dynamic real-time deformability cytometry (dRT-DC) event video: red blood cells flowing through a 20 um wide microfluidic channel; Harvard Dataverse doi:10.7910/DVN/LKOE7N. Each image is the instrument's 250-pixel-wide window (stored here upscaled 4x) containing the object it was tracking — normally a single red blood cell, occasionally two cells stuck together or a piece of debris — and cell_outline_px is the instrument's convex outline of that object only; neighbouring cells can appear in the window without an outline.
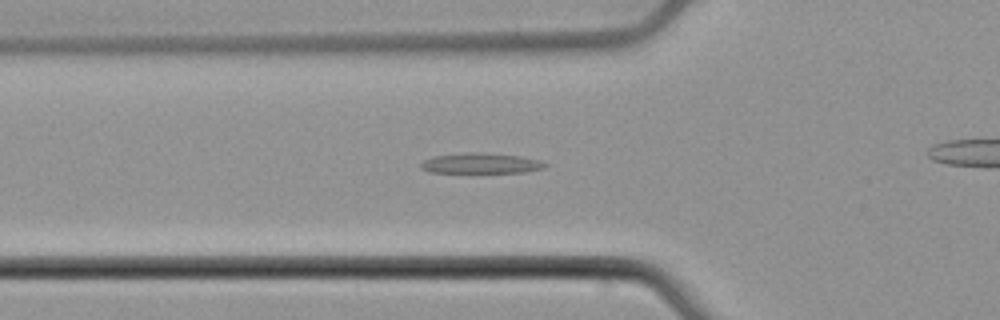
{"species": "common noctule bat (a hibernating species)", "species_latin": "Nyctalus noctula", "temperature_condition": "cold", "stored_images_in_passage": 46, "camera_frame_rate_fps": 3000, "um_per_image_px": 0.085, "animal": {"sex": "male", "body_mass_g": 21.5, "forearm_length_mm": 52.0}, "frame": {"image": 1, "passage_image": 19, "time_ms": 6.0, "image_size_px": [1000, 320], "cell_outline_px": [[548, 164], [544, 168], [524, 172], [428, 172], [420, 168], [420, 164], [424, 160], [432, 156], [468, 152], [484, 152], [520, 156], [540, 160]], "centroid_in_image_um": [40.86, 13.87], "position_along_channel_um": 84.9, "area_um2": 14.8}}
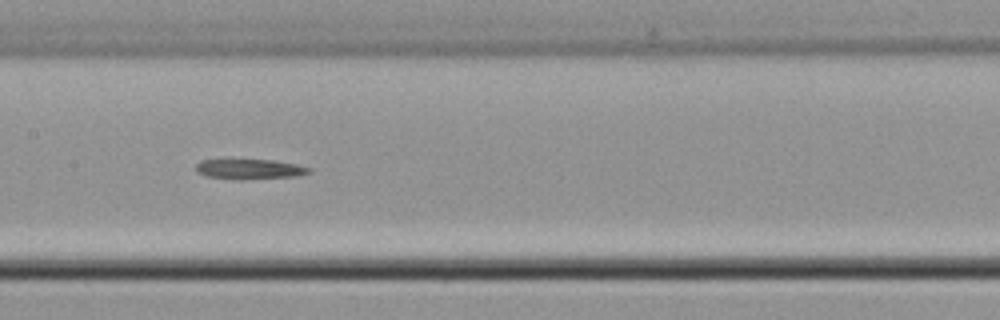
{"frame": {"image": 2, "passage_image": 27, "time_ms": 8.667, "image_size_px": [1000, 320], "cell_outline_px": [[312, 172], [296, 176], [244, 180], [232, 180], [208, 176], [196, 172], [196, 164], [200, 160], [272, 160], [296, 164], [312, 168]], "centroid_in_image_um": [21.23, 14.39], "position_along_channel_um": 186.2, "area_um2": 13.35}}
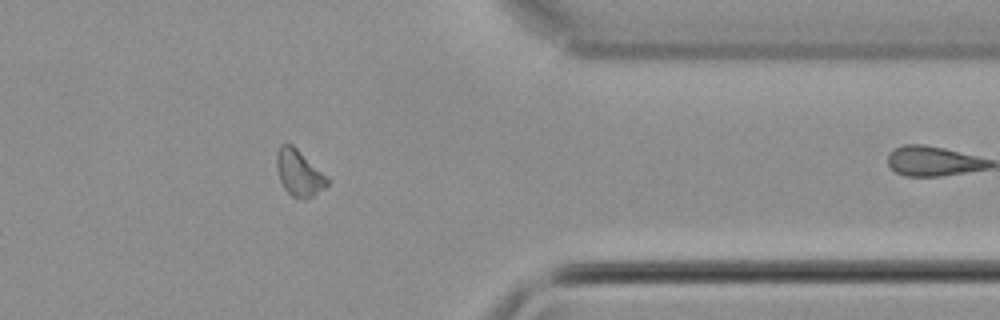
{"frame": {"image": 3, "passage_image": 44, "time_ms": 14.333, "image_size_px": [1000, 320], "cell_outline_px": [[328, 184], [324, 188], [312, 196], [304, 200], [292, 196], [284, 188], [280, 180], [276, 164], [276, 152], [280, 144], [292, 144], [328, 180]], "centroid_in_image_um": [25.36, 14.71], "position_along_channel_um": 386.0, "area_um2": 13.12}}